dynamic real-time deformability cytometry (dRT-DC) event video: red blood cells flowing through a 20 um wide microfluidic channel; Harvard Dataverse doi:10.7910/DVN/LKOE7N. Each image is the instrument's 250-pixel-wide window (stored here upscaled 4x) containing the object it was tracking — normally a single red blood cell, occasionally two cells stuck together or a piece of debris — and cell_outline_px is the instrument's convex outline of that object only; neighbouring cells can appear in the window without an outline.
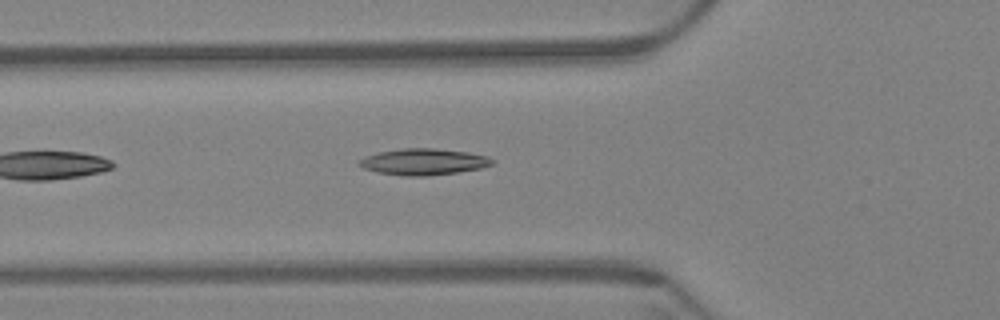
{"species": "Egyptian fruit bat (a non-hibernating species)", "species_latin": "Rousettus aegyptiacus", "temperature_condition": "warm", "stored_images_in_passage": 26, "camera_frame_rate_fps": 3000, "um_per_image_px": 0.085, "animal": {"sex": "female"}, "frame": {"image": 1, "passage_image": 7, "time_ms": 2.0, "image_size_px": [1000, 320], "cell_outline_px": [[496, 160], [492, 164], [480, 168], [456, 172], [428, 176], [408, 176], [376, 172], [364, 168], [360, 164], [360, 160], [368, 156], [380, 152], [400, 148], [432, 148], [468, 152], [488, 156]], "centroid_in_image_um": [36.05, 13.75], "position_along_channel_um": 89.7, "area_um2": 20.17}}
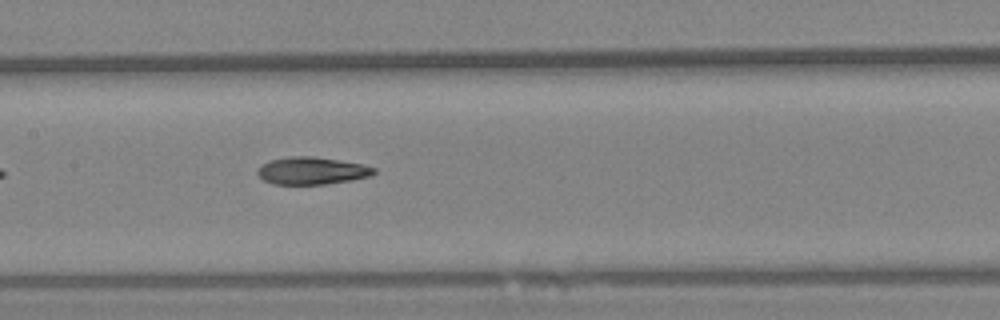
{"frame": {"image": 2, "passage_image": 15, "time_ms": 4.667, "image_size_px": [1000, 320], "cell_outline_px": [[376, 172], [368, 176], [352, 180], [324, 184], [272, 184], [264, 180], [256, 172], [264, 164], [272, 160], [292, 156], [312, 156], [360, 164], [376, 168]], "centroid_in_image_um": [26.51, 14.52], "position_along_channel_um": 180.9, "area_um2": 18.15}}
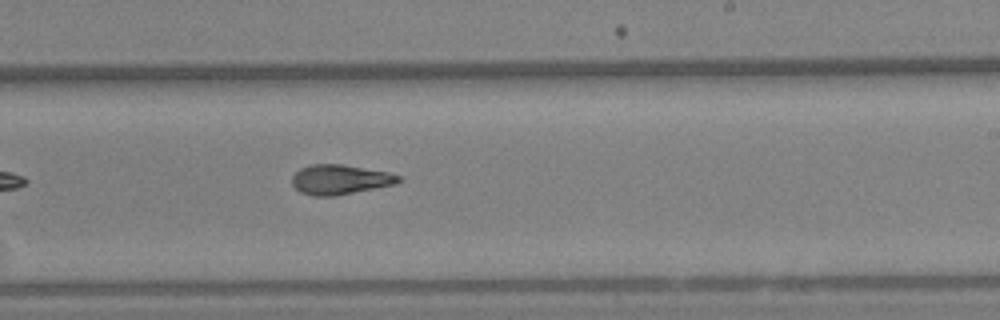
{"frame": {"image": 3, "passage_image": 22, "time_ms": 7.0, "image_size_px": [1000, 320], "cell_outline_px": [[400, 180], [396, 184], [336, 196], [316, 196], [300, 192], [292, 184], [292, 176], [300, 168], [312, 164], [340, 164], [388, 172], [400, 176]], "centroid_in_image_um": [28.88, 15.26], "position_along_channel_um": 260.1, "area_um2": 18.38}}